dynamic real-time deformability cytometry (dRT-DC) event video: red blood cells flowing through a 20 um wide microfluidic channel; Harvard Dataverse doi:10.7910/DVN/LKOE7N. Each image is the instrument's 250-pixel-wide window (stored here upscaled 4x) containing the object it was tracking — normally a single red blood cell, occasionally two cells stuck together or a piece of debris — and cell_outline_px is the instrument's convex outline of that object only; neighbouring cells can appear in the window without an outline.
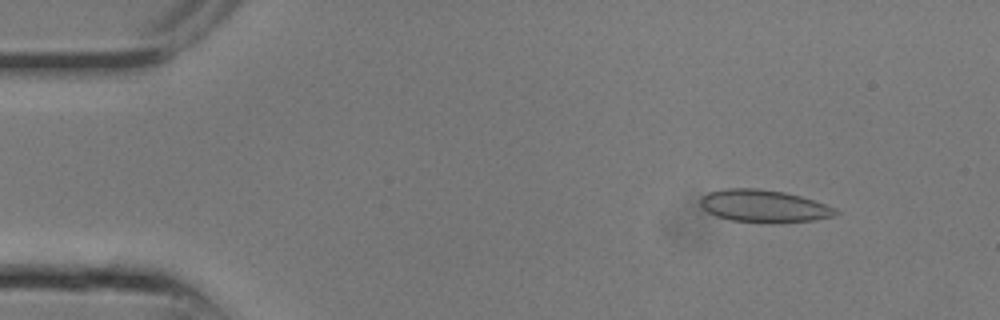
{"species": "common noctule bat (a hibernating species)", "species_latin": "Nyctalus noctula", "temperature_condition": "room temperature", "stored_images_in_passage": 10, "camera_frame_rate_fps": 3000, "um_per_image_px": 0.085, "animal": {"sex": "male", "body_mass_g": 13.3}, "frame": {"image": 1, "passage_image": 3, "time_ms": 0.667, "image_size_px": [1000, 320], "cell_outline_px": [[840, 212], [832, 216], [812, 220], [772, 224], [768, 224], [732, 220], [716, 216], [708, 212], [700, 204], [700, 196], [708, 192], [724, 188], [756, 188], [784, 192], [800, 196], [836, 208]], "centroid_in_image_um": [64.89, 17.52], "position_along_channel_um": 20.1, "area_um2": 25.72}}
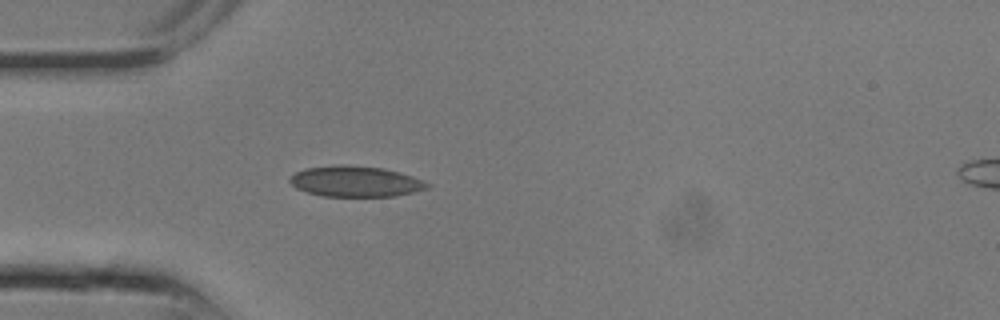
{"frame": {"image": 2, "passage_image": 7, "time_ms": 2.0, "image_size_px": [1000, 320], "cell_outline_px": [[432, 184], [428, 188], [396, 196], [324, 196], [308, 192], [296, 188], [288, 180], [288, 176], [304, 168], [340, 164], [344, 164], [384, 168], [400, 172], [412, 176]], "centroid_in_image_um": [30.2, 15.41], "position_along_channel_um": 54.8, "area_um2": 24.74}}
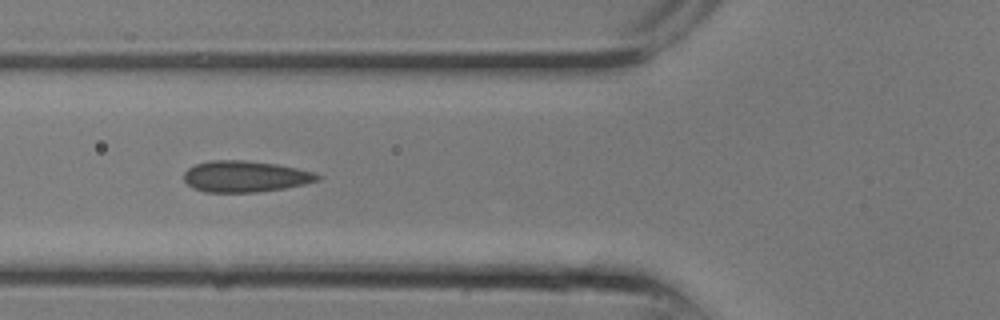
{"frame": {"image": 3, "passage_image": 9, "time_ms": 2.667, "image_size_px": [1000, 320], "cell_outline_px": [[324, 176], [320, 180], [304, 184], [284, 188], [256, 192], [204, 192], [192, 188], [184, 180], [184, 172], [188, 168], [196, 164], [212, 160], [244, 160], [276, 164], [296, 168], [312, 172]], "centroid_in_image_um": [20.84, 15.0], "position_along_channel_um": 105.0, "area_um2": 24.33}}